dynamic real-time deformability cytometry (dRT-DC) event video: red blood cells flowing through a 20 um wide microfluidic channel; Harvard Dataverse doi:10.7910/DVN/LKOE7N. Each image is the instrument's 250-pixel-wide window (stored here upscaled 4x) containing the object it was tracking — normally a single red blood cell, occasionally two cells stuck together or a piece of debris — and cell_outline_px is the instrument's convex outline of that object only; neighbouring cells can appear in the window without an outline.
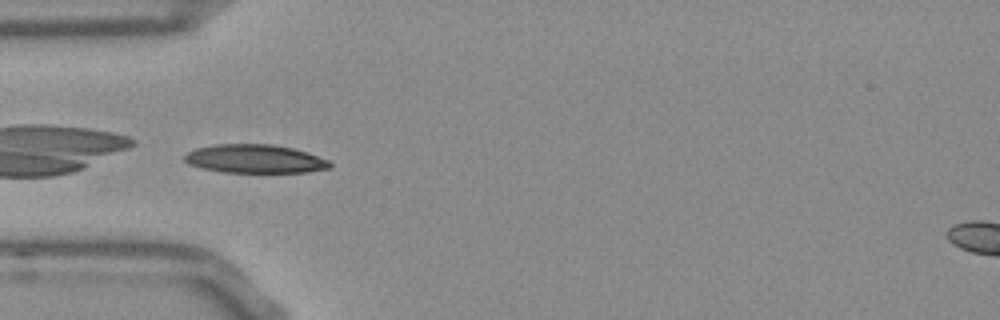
{"species": "Egyptian fruit bat (a non-hibernating species)", "species_latin": "Rousettus aegyptiacus", "temperature_condition": "room temperature", "stored_images_in_passage": 38, "camera_frame_rate_fps": 3000, "um_per_image_px": 0.085, "frame": {"image": 1, "passage_image": 1, "time_ms": 0.0, "image_size_px": [1000, 320], "cell_outline_px": [[332, 168], [304, 172], [224, 172], [204, 168], [188, 164], [184, 160], [184, 156], [188, 152], [196, 148], [216, 144], [272, 144], [292, 148], [328, 160], [332, 164]], "centroid_in_image_um": [21.65, 13.5], "position_along_channel_um": 63.3, "area_um2": 23.93}}
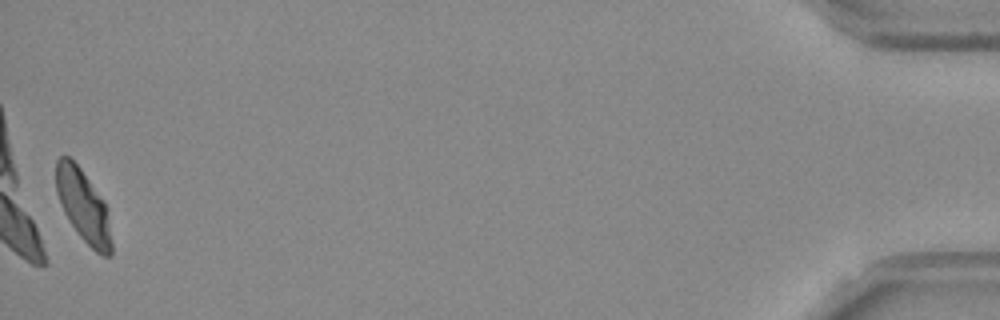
{"frame": {"image": 2, "passage_image": 38, "time_ms": 12.333, "image_size_px": [1000, 320], "cell_outline_px": [[112, 256], [100, 256], [80, 236], [64, 212], [56, 192], [56, 160], [60, 156], [68, 156], [80, 168], [104, 204], [112, 244]], "centroid_in_image_um": [7.05, 17.52], "position_along_channel_um": 428.2, "area_um2": 22.48}, "authors_computed_cell_mechanics": {"area_um2": 23.5246, "velocity_mm_per_s": 3.7527, "shape_relaxation_time_tau1_ms": 4.1766, "shape_relaxation_time_tau2_ms": 1.2945, "deformation_change_tau1": 0.1467, "deformation_change_tau2": 0.0533}}